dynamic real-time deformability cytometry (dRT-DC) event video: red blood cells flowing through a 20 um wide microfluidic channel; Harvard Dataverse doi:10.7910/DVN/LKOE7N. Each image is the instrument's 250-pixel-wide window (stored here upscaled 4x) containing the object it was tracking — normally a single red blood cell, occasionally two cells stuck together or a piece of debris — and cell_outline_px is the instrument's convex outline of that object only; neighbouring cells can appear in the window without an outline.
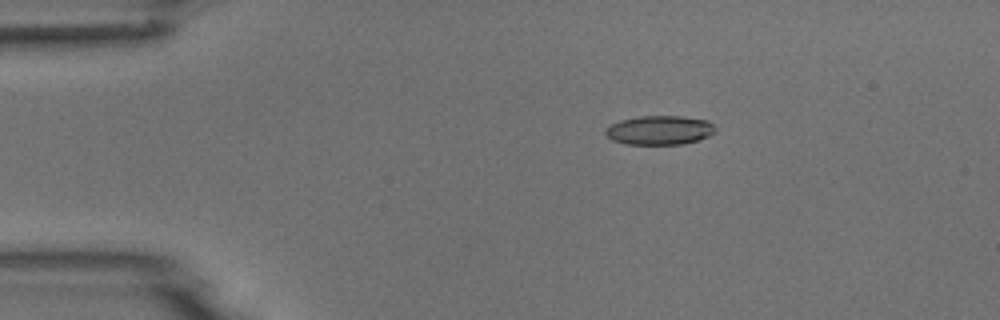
{"species": "common noctule bat (a hibernating species)", "species_latin": "Nyctalus noctula", "temperature_condition": "room temperature", "stored_images_in_passage": 5, "camera_frame_rate_fps": 3000, "um_per_image_px": 0.085, "animal": {"sex": "male", "body_mass_g": 18.8}, "frame": {"image": 1, "passage_image": 1, "time_ms": 0.0, "image_size_px": [1000, 320], "cell_outline_px": [[716, 132], [700, 140], [684, 144], [624, 144], [612, 140], [604, 132], [612, 124], [620, 120], [640, 116], [680, 116], [708, 120], [716, 128]], "centroid_in_image_um": [56.1, 11.07], "position_along_channel_um": 28.9, "area_um2": 18.67}}
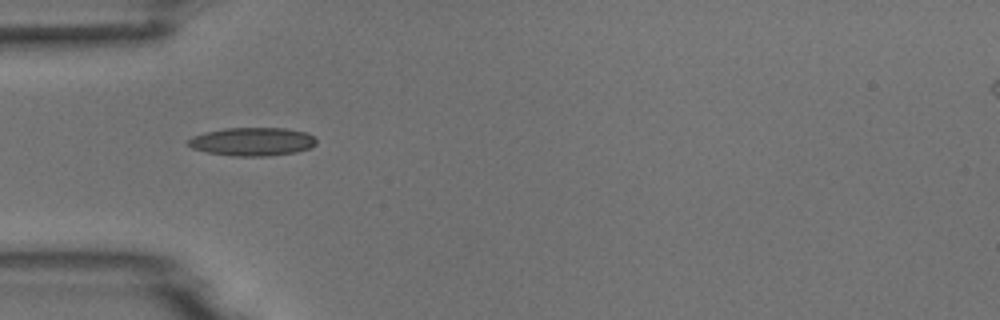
{"frame": {"image": 2, "passage_image": 3, "time_ms": 2.333, "image_size_px": [1000, 320], "cell_outline_px": [[316, 144], [308, 148], [296, 152], [268, 156], [232, 156], [208, 152], [192, 148], [188, 144], [188, 140], [192, 136], [204, 132], [224, 128], [284, 128], [304, 132], [312, 136], [316, 140]], "centroid_in_image_um": [21.42, 12.04], "position_along_channel_um": 63.6, "area_um2": 21.04}}